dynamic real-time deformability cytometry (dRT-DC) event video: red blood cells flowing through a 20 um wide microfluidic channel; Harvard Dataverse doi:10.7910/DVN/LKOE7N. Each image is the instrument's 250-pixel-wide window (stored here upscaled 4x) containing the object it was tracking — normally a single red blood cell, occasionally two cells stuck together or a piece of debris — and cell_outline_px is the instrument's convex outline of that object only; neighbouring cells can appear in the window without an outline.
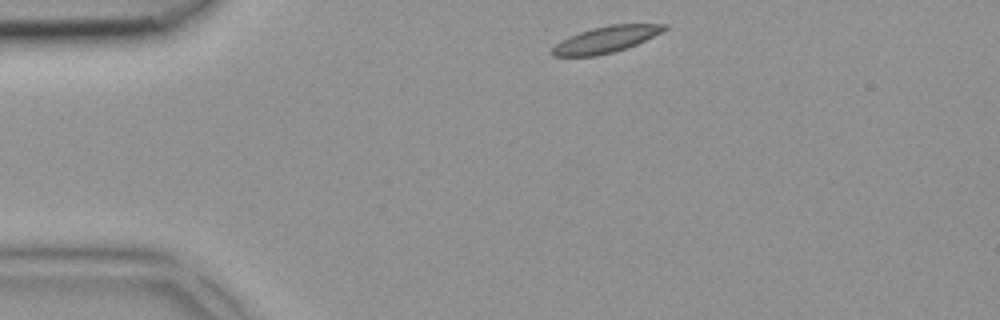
{"species": "common noctule bat (a hibernating species)", "species_latin": "Nyctalus noctula", "temperature_condition": "room temperature", "stored_images_in_passage": 2, "camera_frame_rate_fps": 3000, "um_per_image_px": 0.085, "animal": {"sex": "female", "body_mass_g": 18.4}, "frame": {"image": 1, "passage_image": 1, "time_ms": 0.0, "image_size_px": [1000, 320], "cell_outline_px": [[668, 28], [636, 44], [612, 52], [596, 56], [552, 56], [548, 52], [560, 40], [568, 36], [592, 28], [608, 24], [668, 24]], "centroid_in_image_um": [51.43, 3.35], "position_along_channel_um": 33.6, "area_um2": 17.11}}